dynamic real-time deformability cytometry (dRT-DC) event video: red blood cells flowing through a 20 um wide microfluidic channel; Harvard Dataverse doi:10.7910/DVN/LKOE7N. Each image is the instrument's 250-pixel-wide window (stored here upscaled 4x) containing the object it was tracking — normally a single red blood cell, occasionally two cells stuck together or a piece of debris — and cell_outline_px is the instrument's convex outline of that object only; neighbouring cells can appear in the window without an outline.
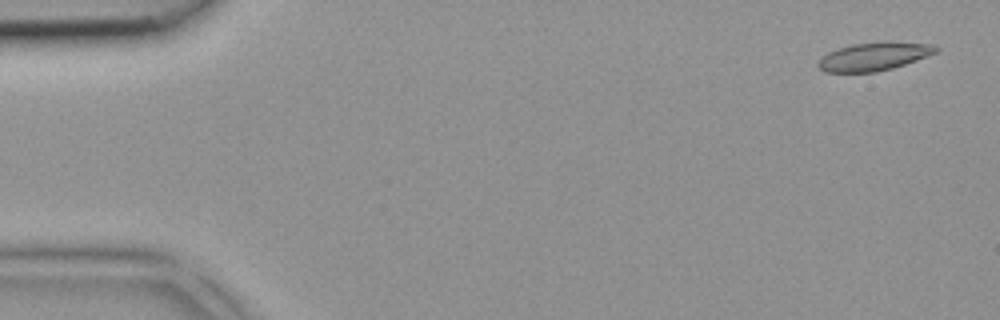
{"species": "common noctule bat (a hibernating species)", "species_latin": "Nyctalus noctula", "temperature_condition": "room temperature", "stored_images_in_passage": 4, "camera_frame_rate_fps": 3000, "um_per_image_px": 0.085, "animal": {"sex": "female", "body_mass_g": 18.4}, "frame": {"image": 1, "passage_image": 1, "time_ms": 0.0, "image_size_px": [1000, 320], "cell_outline_px": [[940, 48], [936, 52], [916, 60], [892, 68], [876, 72], [824, 72], [816, 64], [828, 52], [852, 44], [884, 40], [892, 40], [928, 44]], "centroid_in_image_um": [74.3, 4.78], "position_along_channel_um": 10.7, "area_um2": 19.42}}